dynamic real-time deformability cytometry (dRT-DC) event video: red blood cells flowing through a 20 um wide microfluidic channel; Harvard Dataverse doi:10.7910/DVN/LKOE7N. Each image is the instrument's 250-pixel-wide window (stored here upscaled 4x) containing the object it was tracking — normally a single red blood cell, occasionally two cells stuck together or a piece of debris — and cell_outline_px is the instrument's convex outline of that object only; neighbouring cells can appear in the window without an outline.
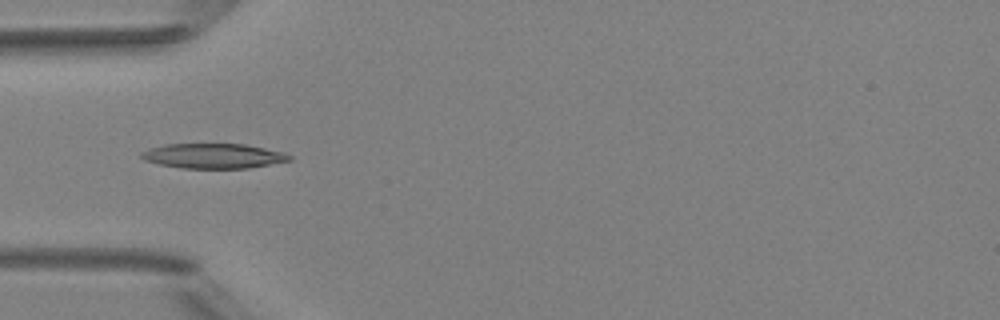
{"species": "Egyptian fruit bat (a non-hibernating species)", "species_latin": "Rousettus aegyptiacus", "temperature_condition": "room temperature", "stored_images_in_passage": 2, "camera_frame_rate_fps": 3000, "um_per_image_px": 0.085, "animal": {"sex": "female"}, "frame": {"image": 1, "passage_image": 2, "time_ms": 1.0, "image_size_px": [1000, 320], "cell_outline_px": [[292, 160], [248, 168], [180, 168], [160, 164], [144, 160], [140, 156], [140, 152], [148, 148], [164, 144], [244, 144], [284, 152], [292, 156]], "centroid_in_image_um": [18.11, 13.25], "position_along_channel_um": 66.9, "area_um2": 21.5}}